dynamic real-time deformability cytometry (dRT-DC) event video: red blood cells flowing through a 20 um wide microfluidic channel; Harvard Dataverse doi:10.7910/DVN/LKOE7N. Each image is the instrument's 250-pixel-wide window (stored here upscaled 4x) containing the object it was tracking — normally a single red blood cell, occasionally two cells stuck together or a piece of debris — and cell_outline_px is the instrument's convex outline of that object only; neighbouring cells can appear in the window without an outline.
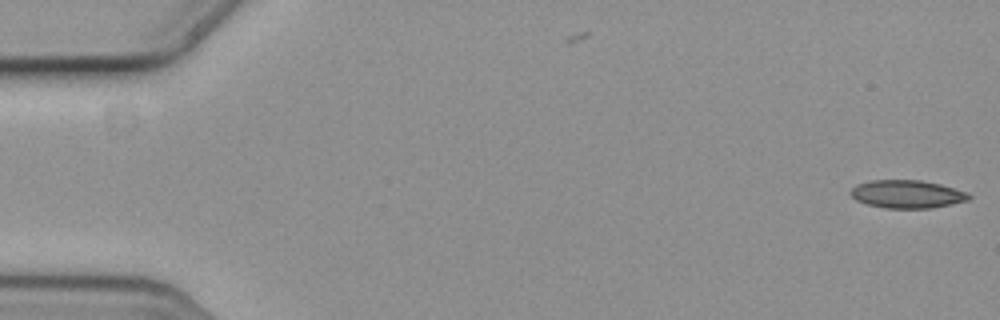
{"species": "common noctule bat (a hibernating species)", "species_latin": "Nyctalus noctula", "temperature_condition": "cold", "stored_images_in_passage": 3, "camera_frame_rate_fps": 3000, "um_per_image_px": 0.085, "animal": {"sex": "female", "body_mass_g": 19.3, "forearm_length_mm": 54.1}, "frame": {"image": 1, "passage_image": 3, "time_ms": 0.667, "image_size_px": [1000, 320], "cell_outline_px": [[972, 196], [968, 200], [952, 204], [932, 208], [888, 208], [868, 204], [856, 200], [848, 192], [856, 184], [868, 180], [920, 180], [940, 184], [968, 192]], "centroid_in_image_um": [77.1, 16.49], "position_along_channel_um": 7.9, "area_um2": 19.36}}